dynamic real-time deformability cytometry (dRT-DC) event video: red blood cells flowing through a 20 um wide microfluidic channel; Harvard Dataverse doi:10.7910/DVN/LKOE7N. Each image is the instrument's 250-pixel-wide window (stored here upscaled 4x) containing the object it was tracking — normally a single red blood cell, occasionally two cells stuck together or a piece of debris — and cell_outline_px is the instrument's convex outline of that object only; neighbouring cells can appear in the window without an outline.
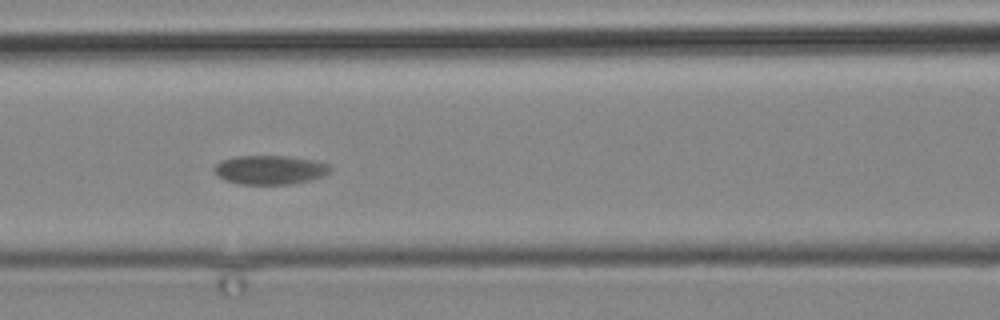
{"species": "common noctule bat (a hibernating species)", "species_latin": "Nyctalus noctula", "temperature_condition": "cold", "stored_images_in_passage": 3, "camera_frame_rate_fps": 3000, "um_per_image_px": 0.085, "animal": {"sex": "male", "body_mass_g": 19.2, "forearm_length_mm": 51.8}, "frame": {"image": 1, "passage_image": 3, "time_ms": 2.667, "image_size_px": [1000, 320], "cell_outline_px": [[332, 168], [324, 176], [312, 180], [292, 184], [240, 184], [224, 180], [216, 176], [212, 168], [220, 160], [236, 156], [288, 156], [312, 160], [328, 164]], "centroid_in_image_um": [22.91, 14.44], "position_along_channel_um": 143.7, "area_um2": 19.83}}